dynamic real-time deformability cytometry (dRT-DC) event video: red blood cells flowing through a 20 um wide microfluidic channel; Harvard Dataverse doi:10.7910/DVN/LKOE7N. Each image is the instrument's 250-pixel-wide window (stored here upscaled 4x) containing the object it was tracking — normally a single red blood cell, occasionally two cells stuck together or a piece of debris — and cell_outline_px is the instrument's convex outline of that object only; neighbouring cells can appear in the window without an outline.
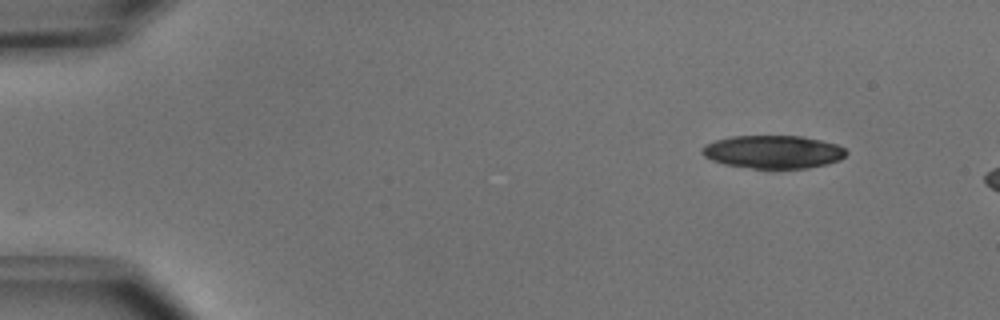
{"species": "common noctule bat (a hibernating species)", "species_latin": "Nyctalus noctula", "temperature_condition": "cold", "stored_images_in_passage": 6, "camera_frame_rate_fps": 3000, "um_per_image_px": 0.085, "animal": {"sex": "male", "body_mass_g": 15.6}, "frame": {"image": 1, "passage_image": 1, "time_ms": 0.0, "image_size_px": [1000, 320], "cell_outline_px": [[848, 152], [840, 160], [828, 164], [808, 168], [752, 168], [724, 164], [712, 160], [704, 156], [700, 152], [700, 148], [704, 144], [716, 140], [732, 136], [800, 136], [820, 140], [836, 144], [844, 148]], "centroid_in_image_um": [65.7, 12.91], "position_along_channel_um": 19.3, "area_um2": 27.8}}